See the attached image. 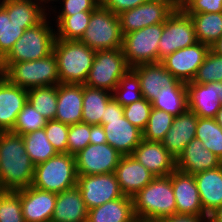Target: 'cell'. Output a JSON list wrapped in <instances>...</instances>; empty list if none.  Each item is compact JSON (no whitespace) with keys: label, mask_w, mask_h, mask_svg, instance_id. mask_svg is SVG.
Here are the masks:
<instances>
[{"label":"cell","mask_w":222,"mask_h":222,"mask_svg":"<svg viewBox=\"0 0 222 222\" xmlns=\"http://www.w3.org/2000/svg\"><path fill=\"white\" fill-rule=\"evenodd\" d=\"M90 144L107 143L105 131L102 125H90Z\"/></svg>","instance_id":"cell-51"},{"label":"cell","mask_w":222,"mask_h":222,"mask_svg":"<svg viewBox=\"0 0 222 222\" xmlns=\"http://www.w3.org/2000/svg\"><path fill=\"white\" fill-rule=\"evenodd\" d=\"M196 42L190 16L181 7H177L163 23V32L158 43L159 62L175 51L192 46Z\"/></svg>","instance_id":"cell-10"},{"label":"cell","mask_w":222,"mask_h":222,"mask_svg":"<svg viewBox=\"0 0 222 222\" xmlns=\"http://www.w3.org/2000/svg\"><path fill=\"white\" fill-rule=\"evenodd\" d=\"M210 47L201 42L179 49L163 58L160 63L176 79L182 82L193 81L199 66L209 52Z\"/></svg>","instance_id":"cell-14"},{"label":"cell","mask_w":222,"mask_h":222,"mask_svg":"<svg viewBox=\"0 0 222 222\" xmlns=\"http://www.w3.org/2000/svg\"><path fill=\"white\" fill-rule=\"evenodd\" d=\"M83 85H57V112L55 120L72 125L82 122Z\"/></svg>","instance_id":"cell-25"},{"label":"cell","mask_w":222,"mask_h":222,"mask_svg":"<svg viewBox=\"0 0 222 222\" xmlns=\"http://www.w3.org/2000/svg\"><path fill=\"white\" fill-rule=\"evenodd\" d=\"M148 0H100V5L119 15L124 10L135 8Z\"/></svg>","instance_id":"cell-48"},{"label":"cell","mask_w":222,"mask_h":222,"mask_svg":"<svg viewBox=\"0 0 222 222\" xmlns=\"http://www.w3.org/2000/svg\"><path fill=\"white\" fill-rule=\"evenodd\" d=\"M177 6L172 0H148L121 12L119 16L122 35L144 27L164 23Z\"/></svg>","instance_id":"cell-11"},{"label":"cell","mask_w":222,"mask_h":222,"mask_svg":"<svg viewBox=\"0 0 222 222\" xmlns=\"http://www.w3.org/2000/svg\"><path fill=\"white\" fill-rule=\"evenodd\" d=\"M175 116L155 108L151 109L148 124L143 131V139L161 142L172 126Z\"/></svg>","instance_id":"cell-39"},{"label":"cell","mask_w":222,"mask_h":222,"mask_svg":"<svg viewBox=\"0 0 222 222\" xmlns=\"http://www.w3.org/2000/svg\"><path fill=\"white\" fill-rule=\"evenodd\" d=\"M106 140L122 156L132 155L134 149L143 139V132L132 125L125 116L121 118L102 119Z\"/></svg>","instance_id":"cell-19"},{"label":"cell","mask_w":222,"mask_h":222,"mask_svg":"<svg viewBox=\"0 0 222 222\" xmlns=\"http://www.w3.org/2000/svg\"><path fill=\"white\" fill-rule=\"evenodd\" d=\"M122 40L119 16L99 5L92 11L89 25L80 41L98 51L122 48Z\"/></svg>","instance_id":"cell-7"},{"label":"cell","mask_w":222,"mask_h":222,"mask_svg":"<svg viewBox=\"0 0 222 222\" xmlns=\"http://www.w3.org/2000/svg\"><path fill=\"white\" fill-rule=\"evenodd\" d=\"M92 11H82L74 15H54L51 21H54L55 33L57 39H63L67 41L81 40L84 35Z\"/></svg>","instance_id":"cell-32"},{"label":"cell","mask_w":222,"mask_h":222,"mask_svg":"<svg viewBox=\"0 0 222 222\" xmlns=\"http://www.w3.org/2000/svg\"><path fill=\"white\" fill-rule=\"evenodd\" d=\"M0 222H25L21 208L20 189L0 191Z\"/></svg>","instance_id":"cell-40"},{"label":"cell","mask_w":222,"mask_h":222,"mask_svg":"<svg viewBox=\"0 0 222 222\" xmlns=\"http://www.w3.org/2000/svg\"><path fill=\"white\" fill-rule=\"evenodd\" d=\"M222 165V160L204 147L203 142L194 138L176 159V169L196 174L205 170L215 169Z\"/></svg>","instance_id":"cell-21"},{"label":"cell","mask_w":222,"mask_h":222,"mask_svg":"<svg viewBox=\"0 0 222 222\" xmlns=\"http://www.w3.org/2000/svg\"><path fill=\"white\" fill-rule=\"evenodd\" d=\"M57 193L33 186L20 189V201L25 222H51Z\"/></svg>","instance_id":"cell-18"},{"label":"cell","mask_w":222,"mask_h":222,"mask_svg":"<svg viewBox=\"0 0 222 222\" xmlns=\"http://www.w3.org/2000/svg\"><path fill=\"white\" fill-rule=\"evenodd\" d=\"M202 208L209 216L222 205V165L194 174Z\"/></svg>","instance_id":"cell-27"},{"label":"cell","mask_w":222,"mask_h":222,"mask_svg":"<svg viewBox=\"0 0 222 222\" xmlns=\"http://www.w3.org/2000/svg\"><path fill=\"white\" fill-rule=\"evenodd\" d=\"M4 77L25 90L60 84L54 53L34 61L1 62Z\"/></svg>","instance_id":"cell-4"},{"label":"cell","mask_w":222,"mask_h":222,"mask_svg":"<svg viewBox=\"0 0 222 222\" xmlns=\"http://www.w3.org/2000/svg\"><path fill=\"white\" fill-rule=\"evenodd\" d=\"M53 53L57 59L60 83L84 85L96 51L77 41L55 39Z\"/></svg>","instance_id":"cell-3"},{"label":"cell","mask_w":222,"mask_h":222,"mask_svg":"<svg viewBox=\"0 0 222 222\" xmlns=\"http://www.w3.org/2000/svg\"><path fill=\"white\" fill-rule=\"evenodd\" d=\"M151 103L152 108L165 111L175 117L184 113L188 109L186 83L163 87Z\"/></svg>","instance_id":"cell-33"},{"label":"cell","mask_w":222,"mask_h":222,"mask_svg":"<svg viewBox=\"0 0 222 222\" xmlns=\"http://www.w3.org/2000/svg\"><path fill=\"white\" fill-rule=\"evenodd\" d=\"M47 120L27 101L19 112L12 132L24 135L28 132L43 129Z\"/></svg>","instance_id":"cell-42"},{"label":"cell","mask_w":222,"mask_h":222,"mask_svg":"<svg viewBox=\"0 0 222 222\" xmlns=\"http://www.w3.org/2000/svg\"><path fill=\"white\" fill-rule=\"evenodd\" d=\"M209 222H222V205H220L213 213L208 217Z\"/></svg>","instance_id":"cell-52"},{"label":"cell","mask_w":222,"mask_h":222,"mask_svg":"<svg viewBox=\"0 0 222 222\" xmlns=\"http://www.w3.org/2000/svg\"><path fill=\"white\" fill-rule=\"evenodd\" d=\"M132 156L155 177L169 176L176 169V159L162 142L142 139Z\"/></svg>","instance_id":"cell-17"},{"label":"cell","mask_w":222,"mask_h":222,"mask_svg":"<svg viewBox=\"0 0 222 222\" xmlns=\"http://www.w3.org/2000/svg\"><path fill=\"white\" fill-rule=\"evenodd\" d=\"M44 130L49 142L57 153H67L69 125L56 120H50L46 122Z\"/></svg>","instance_id":"cell-45"},{"label":"cell","mask_w":222,"mask_h":222,"mask_svg":"<svg viewBox=\"0 0 222 222\" xmlns=\"http://www.w3.org/2000/svg\"><path fill=\"white\" fill-rule=\"evenodd\" d=\"M132 199L133 211L137 221L157 222L176 214L171 174L155 177Z\"/></svg>","instance_id":"cell-2"},{"label":"cell","mask_w":222,"mask_h":222,"mask_svg":"<svg viewBox=\"0 0 222 222\" xmlns=\"http://www.w3.org/2000/svg\"><path fill=\"white\" fill-rule=\"evenodd\" d=\"M217 81L222 82V56L210 49L192 82L208 84Z\"/></svg>","instance_id":"cell-41"},{"label":"cell","mask_w":222,"mask_h":222,"mask_svg":"<svg viewBox=\"0 0 222 222\" xmlns=\"http://www.w3.org/2000/svg\"><path fill=\"white\" fill-rule=\"evenodd\" d=\"M28 102L47 121L55 120L57 112V85L28 90Z\"/></svg>","instance_id":"cell-35"},{"label":"cell","mask_w":222,"mask_h":222,"mask_svg":"<svg viewBox=\"0 0 222 222\" xmlns=\"http://www.w3.org/2000/svg\"><path fill=\"white\" fill-rule=\"evenodd\" d=\"M24 25L10 21L6 9L0 5V62L13 49L15 42L23 35Z\"/></svg>","instance_id":"cell-38"},{"label":"cell","mask_w":222,"mask_h":222,"mask_svg":"<svg viewBox=\"0 0 222 222\" xmlns=\"http://www.w3.org/2000/svg\"><path fill=\"white\" fill-rule=\"evenodd\" d=\"M198 116L187 109L174 117L172 126L161 141L167 151L177 159L186 145L196 136Z\"/></svg>","instance_id":"cell-24"},{"label":"cell","mask_w":222,"mask_h":222,"mask_svg":"<svg viewBox=\"0 0 222 222\" xmlns=\"http://www.w3.org/2000/svg\"><path fill=\"white\" fill-rule=\"evenodd\" d=\"M22 138L24 140L26 153L30 156L35 166L58 154L49 142L44 128L28 132L22 135Z\"/></svg>","instance_id":"cell-34"},{"label":"cell","mask_w":222,"mask_h":222,"mask_svg":"<svg viewBox=\"0 0 222 222\" xmlns=\"http://www.w3.org/2000/svg\"><path fill=\"white\" fill-rule=\"evenodd\" d=\"M75 156L78 175L113 173L121 154L108 143L89 144Z\"/></svg>","instance_id":"cell-13"},{"label":"cell","mask_w":222,"mask_h":222,"mask_svg":"<svg viewBox=\"0 0 222 222\" xmlns=\"http://www.w3.org/2000/svg\"><path fill=\"white\" fill-rule=\"evenodd\" d=\"M176 214L208 216L203 208L194 175L175 169L171 173Z\"/></svg>","instance_id":"cell-16"},{"label":"cell","mask_w":222,"mask_h":222,"mask_svg":"<svg viewBox=\"0 0 222 222\" xmlns=\"http://www.w3.org/2000/svg\"><path fill=\"white\" fill-rule=\"evenodd\" d=\"M77 186L88 210L124 196L115 172L78 175Z\"/></svg>","instance_id":"cell-12"},{"label":"cell","mask_w":222,"mask_h":222,"mask_svg":"<svg viewBox=\"0 0 222 222\" xmlns=\"http://www.w3.org/2000/svg\"><path fill=\"white\" fill-rule=\"evenodd\" d=\"M90 125L77 123L69 125L67 136V153L76 155L90 144Z\"/></svg>","instance_id":"cell-44"},{"label":"cell","mask_w":222,"mask_h":222,"mask_svg":"<svg viewBox=\"0 0 222 222\" xmlns=\"http://www.w3.org/2000/svg\"><path fill=\"white\" fill-rule=\"evenodd\" d=\"M27 101L28 90L10 83L5 77L0 81V131L13 130Z\"/></svg>","instance_id":"cell-23"},{"label":"cell","mask_w":222,"mask_h":222,"mask_svg":"<svg viewBox=\"0 0 222 222\" xmlns=\"http://www.w3.org/2000/svg\"><path fill=\"white\" fill-rule=\"evenodd\" d=\"M139 77L142 97L152 102L159 90L168 86H179L182 81L176 79L159 63L140 64L131 68Z\"/></svg>","instance_id":"cell-22"},{"label":"cell","mask_w":222,"mask_h":222,"mask_svg":"<svg viewBox=\"0 0 222 222\" xmlns=\"http://www.w3.org/2000/svg\"><path fill=\"white\" fill-rule=\"evenodd\" d=\"M208 217L209 216L174 214L157 222H209Z\"/></svg>","instance_id":"cell-50"},{"label":"cell","mask_w":222,"mask_h":222,"mask_svg":"<svg viewBox=\"0 0 222 222\" xmlns=\"http://www.w3.org/2000/svg\"><path fill=\"white\" fill-rule=\"evenodd\" d=\"M35 165L26 153L22 135L0 131V188L16 191L32 185Z\"/></svg>","instance_id":"cell-1"},{"label":"cell","mask_w":222,"mask_h":222,"mask_svg":"<svg viewBox=\"0 0 222 222\" xmlns=\"http://www.w3.org/2000/svg\"><path fill=\"white\" fill-rule=\"evenodd\" d=\"M123 116V107L114 98H112L105 108V113L104 116H102V119L121 118Z\"/></svg>","instance_id":"cell-49"},{"label":"cell","mask_w":222,"mask_h":222,"mask_svg":"<svg viewBox=\"0 0 222 222\" xmlns=\"http://www.w3.org/2000/svg\"><path fill=\"white\" fill-rule=\"evenodd\" d=\"M75 156L58 153L34 168L33 187L54 193L63 192L77 185Z\"/></svg>","instance_id":"cell-5"},{"label":"cell","mask_w":222,"mask_h":222,"mask_svg":"<svg viewBox=\"0 0 222 222\" xmlns=\"http://www.w3.org/2000/svg\"><path fill=\"white\" fill-rule=\"evenodd\" d=\"M52 14L39 24L26 29L23 35L15 42L13 49L1 62H24L44 58L53 53L56 39L55 26L49 20ZM52 25V26H51Z\"/></svg>","instance_id":"cell-6"},{"label":"cell","mask_w":222,"mask_h":222,"mask_svg":"<svg viewBox=\"0 0 222 222\" xmlns=\"http://www.w3.org/2000/svg\"><path fill=\"white\" fill-rule=\"evenodd\" d=\"M113 98L110 91L83 85L82 122L101 125L108 102Z\"/></svg>","instance_id":"cell-30"},{"label":"cell","mask_w":222,"mask_h":222,"mask_svg":"<svg viewBox=\"0 0 222 222\" xmlns=\"http://www.w3.org/2000/svg\"><path fill=\"white\" fill-rule=\"evenodd\" d=\"M10 21L24 25V30L36 26L47 16L48 11L38 3L26 0H2Z\"/></svg>","instance_id":"cell-29"},{"label":"cell","mask_w":222,"mask_h":222,"mask_svg":"<svg viewBox=\"0 0 222 222\" xmlns=\"http://www.w3.org/2000/svg\"><path fill=\"white\" fill-rule=\"evenodd\" d=\"M151 109L152 103L145 98L123 107L125 118L142 132L148 124Z\"/></svg>","instance_id":"cell-43"},{"label":"cell","mask_w":222,"mask_h":222,"mask_svg":"<svg viewBox=\"0 0 222 222\" xmlns=\"http://www.w3.org/2000/svg\"><path fill=\"white\" fill-rule=\"evenodd\" d=\"M215 121L218 123V125L220 127H222V106L221 108L218 110V112L216 113V116H215Z\"/></svg>","instance_id":"cell-55"},{"label":"cell","mask_w":222,"mask_h":222,"mask_svg":"<svg viewBox=\"0 0 222 222\" xmlns=\"http://www.w3.org/2000/svg\"><path fill=\"white\" fill-rule=\"evenodd\" d=\"M88 209L78 186L57 193L51 222H87Z\"/></svg>","instance_id":"cell-26"},{"label":"cell","mask_w":222,"mask_h":222,"mask_svg":"<svg viewBox=\"0 0 222 222\" xmlns=\"http://www.w3.org/2000/svg\"><path fill=\"white\" fill-rule=\"evenodd\" d=\"M181 8L186 13L222 12V0H188Z\"/></svg>","instance_id":"cell-47"},{"label":"cell","mask_w":222,"mask_h":222,"mask_svg":"<svg viewBox=\"0 0 222 222\" xmlns=\"http://www.w3.org/2000/svg\"><path fill=\"white\" fill-rule=\"evenodd\" d=\"M195 138L222 160V127L214 118L198 117Z\"/></svg>","instance_id":"cell-36"},{"label":"cell","mask_w":222,"mask_h":222,"mask_svg":"<svg viewBox=\"0 0 222 222\" xmlns=\"http://www.w3.org/2000/svg\"><path fill=\"white\" fill-rule=\"evenodd\" d=\"M26 1H32V2L38 3L39 5L44 7L48 12H49L50 8L53 6L49 0H26ZM49 4H51V5H49Z\"/></svg>","instance_id":"cell-54"},{"label":"cell","mask_w":222,"mask_h":222,"mask_svg":"<svg viewBox=\"0 0 222 222\" xmlns=\"http://www.w3.org/2000/svg\"><path fill=\"white\" fill-rule=\"evenodd\" d=\"M113 98L125 107L140 99L142 92L138 75L130 69L118 82V85L112 92Z\"/></svg>","instance_id":"cell-37"},{"label":"cell","mask_w":222,"mask_h":222,"mask_svg":"<svg viewBox=\"0 0 222 222\" xmlns=\"http://www.w3.org/2000/svg\"><path fill=\"white\" fill-rule=\"evenodd\" d=\"M130 69L121 48L98 50L84 85L112 93L120 79Z\"/></svg>","instance_id":"cell-8"},{"label":"cell","mask_w":222,"mask_h":222,"mask_svg":"<svg viewBox=\"0 0 222 222\" xmlns=\"http://www.w3.org/2000/svg\"><path fill=\"white\" fill-rule=\"evenodd\" d=\"M177 7H181L188 0H172Z\"/></svg>","instance_id":"cell-56"},{"label":"cell","mask_w":222,"mask_h":222,"mask_svg":"<svg viewBox=\"0 0 222 222\" xmlns=\"http://www.w3.org/2000/svg\"><path fill=\"white\" fill-rule=\"evenodd\" d=\"M162 32L163 23H158L123 35L121 49L131 68L159 63L158 43Z\"/></svg>","instance_id":"cell-9"},{"label":"cell","mask_w":222,"mask_h":222,"mask_svg":"<svg viewBox=\"0 0 222 222\" xmlns=\"http://www.w3.org/2000/svg\"><path fill=\"white\" fill-rule=\"evenodd\" d=\"M53 5L55 4L54 2L56 1V0H49Z\"/></svg>","instance_id":"cell-58"},{"label":"cell","mask_w":222,"mask_h":222,"mask_svg":"<svg viewBox=\"0 0 222 222\" xmlns=\"http://www.w3.org/2000/svg\"><path fill=\"white\" fill-rule=\"evenodd\" d=\"M4 78V73L2 70H0V81Z\"/></svg>","instance_id":"cell-57"},{"label":"cell","mask_w":222,"mask_h":222,"mask_svg":"<svg viewBox=\"0 0 222 222\" xmlns=\"http://www.w3.org/2000/svg\"><path fill=\"white\" fill-rule=\"evenodd\" d=\"M55 2H59L56 4H62L52 6L48 14L53 11V15H74L82 11H93L100 5V0H56ZM56 6L60 8L57 9Z\"/></svg>","instance_id":"cell-46"},{"label":"cell","mask_w":222,"mask_h":222,"mask_svg":"<svg viewBox=\"0 0 222 222\" xmlns=\"http://www.w3.org/2000/svg\"><path fill=\"white\" fill-rule=\"evenodd\" d=\"M187 14L194 25L197 42L211 47L222 36V12Z\"/></svg>","instance_id":"cell-31"},{"label":"cell","mask_w":222,"mask_h":222,"mask_svg":"<svg viewBox=\"0 0 222 222\" xmlns=\"http://www.w3.org/2000/svg\"><path fill=\"white\" fill-rule=\"evenodd\" d=\"M210 49L214 53L222 56V36L210 47Z\"/></svg>","instance_id":"cell-53"},{"label":"cell","mask_w":222,"mask_h":222,"mask_svg":"<svg viewBox=\"0 0 222 222\" xmlns=\"http://www.w3.org/2000/svg\"><path fill=\"white\" fill-rule=\"evenodd\" d=\"M187 107L198 117L215 118L222 106V82L186 83Z\"/></svg>","instance_id":"cell-15"},{"label":"cell","mask_w":222,"mask_h":222,"mask_svg":"<svg viewBox=\"0 0 222 222\" xmlns=\"http://www.w3.org/2000/svg\"><path fill=\"white\" fill-rule=\"evenodd\" d=\"M115 174L121 192L131 198L155 178L132 155L121 156Z\"/></svg>","instance_id":"cell-20"},{"label":"cell","mask_w":222,"mask_h":222,"mask_svg":"<svg viewBox=\"0 0 222 222\" xmlns=\"http://www.w3.org/2000/svg\"><path fill=\"white\" fill-rule=\"evenodd\" d=\"M87 222H137L133 199L128 196L115 199L88 210Z\"/></svg>","instance_id":"cell-28"}]
</instances>
